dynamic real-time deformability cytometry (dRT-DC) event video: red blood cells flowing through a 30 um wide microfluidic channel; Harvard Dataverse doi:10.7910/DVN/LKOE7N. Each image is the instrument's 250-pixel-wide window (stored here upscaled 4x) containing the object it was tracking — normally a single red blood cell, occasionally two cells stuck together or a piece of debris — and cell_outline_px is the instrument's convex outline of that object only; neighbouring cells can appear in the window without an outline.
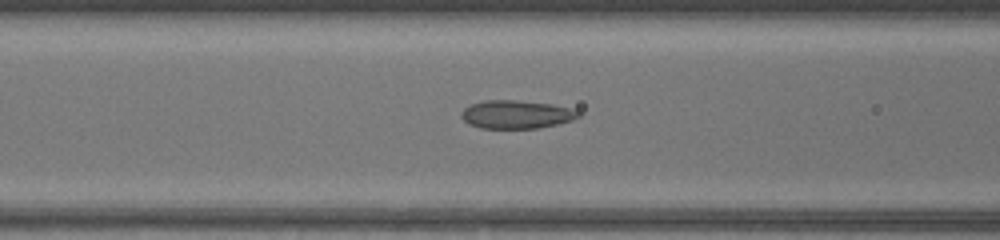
{"species": "common noctule bat (a hibernating species)", "species_latin": "Nyctalus noctula", "temperature_condition": "warm", "stored_images_in_passage": 27, "camera_frame_rate_fps": 3000, "um_per_image_px": 0.085, "animal": {"sex": "female", "body_mass_g": 17.0, "forearm_length_mm": 48.0}, "frame": {"image": 1, "passage_image": 5, "time_ms": 1.333, "image_size_px": [1000, 240], "cell_outline_px": [[580, 116], [572, 120], [556, 124], [536, 128], [480, 128], [468, 124], [460, 116], [460, 112], [464, 108], [472, 104], [484, 100], [516, 100], [552, 104], [572, 108], [580, 112]], "centroid_in_image_um": [43.87, 9.72], "position_along_channel_um": 122.7, "area_um2": 19.31}}
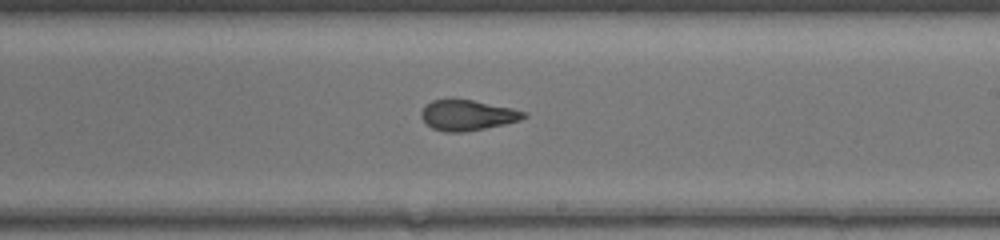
{"frame": {"image": 2, "passage_image": 14, "time_ms": 4.333, "image_size_px": [1000, 240], "cell_outline_px": [[528, 116], [520, 120], [504, 124], [464, 132], [444, 132], [432, 128], [420, 116], [420, 112], [432, 100], [472, 100], [512, 108], [528, 112]], "centroid_in_image_um": [39.76, 9.8], "position_along_channel_um": 249.2, "area_um2": 17.98}}
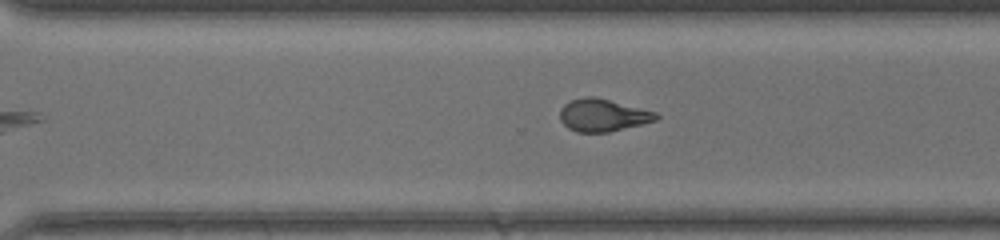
{"frame": {"image": 3, "passage_image": 19, "time_ms": 6.0, "image_size_px": [1000, 240], "cell_outline_px": [[660, 116], [656, 120], [608, 132], [576, 132], [568, 128], [560, 120], [560, 108], [564, 104], [572, 100], [584, 96], [592, 96], [656, 112]], "centroid_in_image_um": [51.2, 9.79], "position_along_channel_um": 319.4, "area_um2": 17.92}, "authors_computed_cell_mechanics": {"area_um2": 18.3804, "velocity_mm_per_s": 4.2269, "shape_relaxation_time_tau1_ms": null, "shape_relaxation_time_tau2_ms": 1.093, "deformation_change_tau1": null, "deformation_change_tau2": 0.0813}}